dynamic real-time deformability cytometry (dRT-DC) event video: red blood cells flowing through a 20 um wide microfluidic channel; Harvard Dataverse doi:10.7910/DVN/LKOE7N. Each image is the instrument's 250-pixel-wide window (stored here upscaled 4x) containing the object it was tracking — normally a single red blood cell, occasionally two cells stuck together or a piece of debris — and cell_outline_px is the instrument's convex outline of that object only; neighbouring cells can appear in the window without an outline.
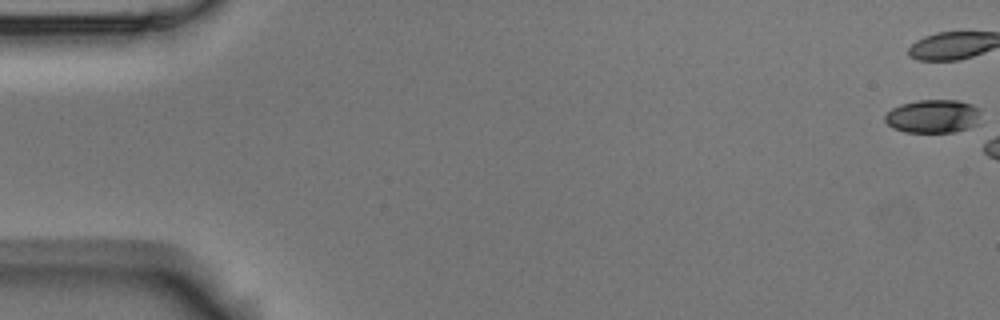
{"species": "Egyptian fruit bat (a non-hibernating species)", "species_latin": "Rousettus aegyptiacus", "temperature_condition": "room temperature", "stored_images_in_passage": 3, "camera_frame_rate_fps": 3000, "um_per_image_px": 0.085, "animal": {"sex": "male"}, "frame": {"image": 1, "passage_image": 1, "time_ms": 0.0, "image_size_px": [1000, 320], "cell_outline_px": [[980, 124], [956, 132], [904, 132], [892, 128], [884, 120], [884, 116], [892, 108], [900, 104], [916, 100], [960, 100], [972, 104], [980, 108]], "centroid_in_image_um": [79.34, 9.88], "position_along_channel_um": 5.7, "area_um2": 19.07}}